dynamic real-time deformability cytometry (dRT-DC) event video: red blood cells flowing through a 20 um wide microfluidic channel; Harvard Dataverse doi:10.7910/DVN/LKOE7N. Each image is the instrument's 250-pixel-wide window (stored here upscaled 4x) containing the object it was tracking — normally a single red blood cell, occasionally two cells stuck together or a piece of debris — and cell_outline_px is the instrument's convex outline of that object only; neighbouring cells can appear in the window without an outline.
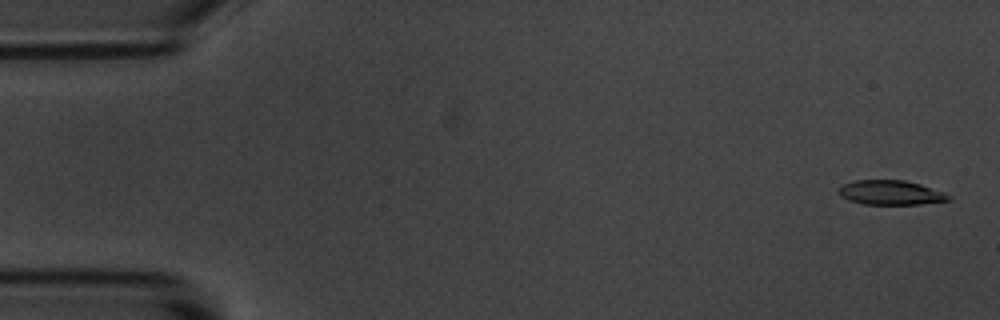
{"species": "common noctule bat (a hibernating species)", "species_latin": "Nyctalus noctula", "temperature_condition": "room temperature", "stored_images_in_passage": 5, "camera_frame_rate_fps": 3000, "um_per_image_px": 0.085, "animal": {"sex": "male", "body_mass_g": 20.1, "forearm_length_mm": 53.5}, "frame": {"image": 1, "passage_image": 1, "time_ms": 0.0, "image_size_px": [1000, 320], "cell_outline_px": [[952, 200], [920, 204], [864, 204], [848, 200], [840, 196], [836, 192], [840, 184], [856, 180], [904, 180], [920, 184], [944, 192], [952, 196]], "centroid_in_image_um": [75.68, 16.37], "position_along_channel_um": 9.3, "area_um2": 15.9}}
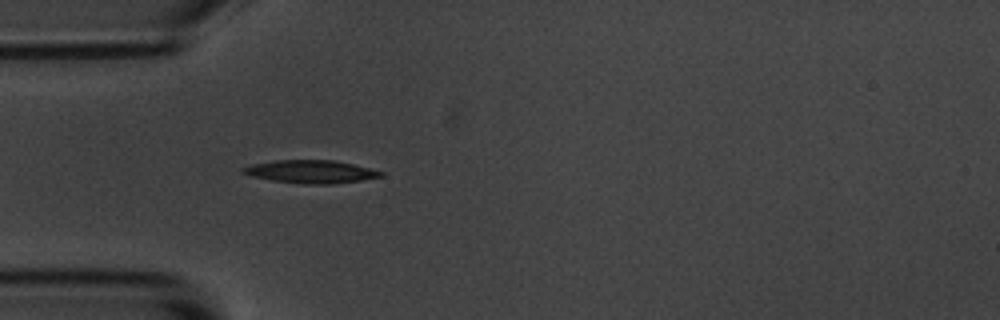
{"frame": {"image": 2, "passage_image": 5, "time_ms": 4.667, "image_size_px": [1000, 320], "cell_outline_px": [[384, 176], [360, 180], [332, 184], [304, 184], [272, 180], [252, 176], [240, 172], [240, 168], [252, 164], [276, 160], [336, 160], [384, 172]], "centroid_in_image_um": [26.39, 14.59], "position_along_channel_um": 58.6, "area_um2": 18.38}}